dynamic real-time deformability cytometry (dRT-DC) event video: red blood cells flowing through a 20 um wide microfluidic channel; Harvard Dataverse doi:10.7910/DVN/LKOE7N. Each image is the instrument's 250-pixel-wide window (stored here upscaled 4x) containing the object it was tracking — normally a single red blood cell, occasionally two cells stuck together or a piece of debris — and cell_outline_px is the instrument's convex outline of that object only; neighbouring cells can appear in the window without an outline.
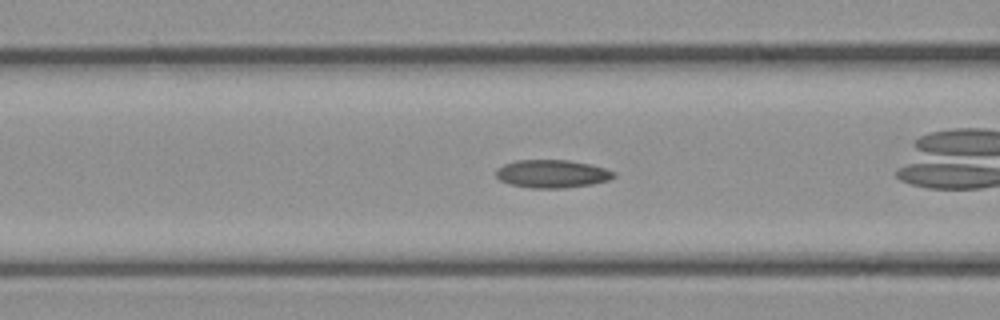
{"species": "common noctule bat (a hibernating species)", "species_latin": "Nyctalus noctula", "temperature_condition": "cold", "stored_images_in_passage": 33, "camera_frame_rate_fps": 3000, "um_per_image_px": 0.085, "animal": {"sex": "female", "body_mass_g": 21.9}, "frame": {"image": 1, "passage_image": 6, "time_ms": 1.667, "image_size_px": [1000, 320], "cell_outline_px": [[616, 176], [608, 180], [592, 184], [564, 188], [532, 188], [512, 184], [500, 180], [496, 176], [496, 168], [504, 164], [516, 160], [568, 160], [592, 164], [616, 172]], "centroid_in_image_um": [46.94, 14.76], "position_along_channel_um": 119.7, "area_um2": 19.25}}
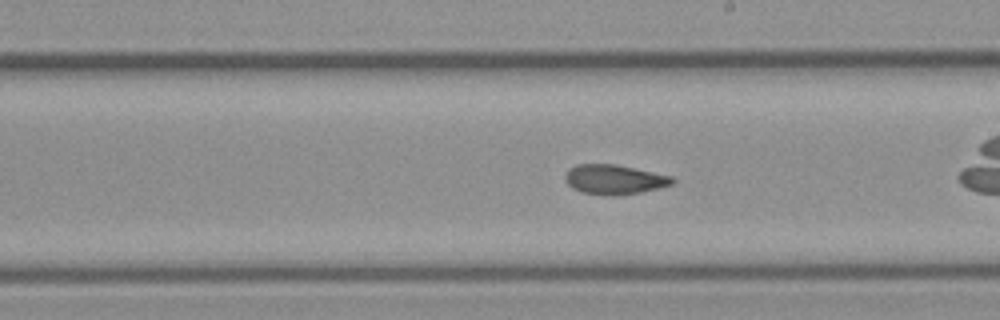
{"frame": {"image": 2, "passage_image": 15, "time_ms": 4.667, "image_size_px": [1000, 320], "cell_outline_px": [[676, 180], [672, 184], [660, 188], [640, 192], [612, 196], [608, 196], [580, 192], [572, 188], [564, 180], [564, 176], [568, 168], [576, 164], [616, 164], [672, 176]], "centroid_in_image_um": [52.18, 15.25], "position_along_channel_um": 236.8, "area_um2": 18.73}, "authors_computed_cell_mechanics": {"area_um2": 18.9006, "velocity_mm_per_s": 3.8845, "shape_relaxation_time_tau1_ms": null, "shape_relaxation_time_tau2_ms": 1.6979, "deformation_change_tau1": null, "deformation_change_tau2": 0.07}}